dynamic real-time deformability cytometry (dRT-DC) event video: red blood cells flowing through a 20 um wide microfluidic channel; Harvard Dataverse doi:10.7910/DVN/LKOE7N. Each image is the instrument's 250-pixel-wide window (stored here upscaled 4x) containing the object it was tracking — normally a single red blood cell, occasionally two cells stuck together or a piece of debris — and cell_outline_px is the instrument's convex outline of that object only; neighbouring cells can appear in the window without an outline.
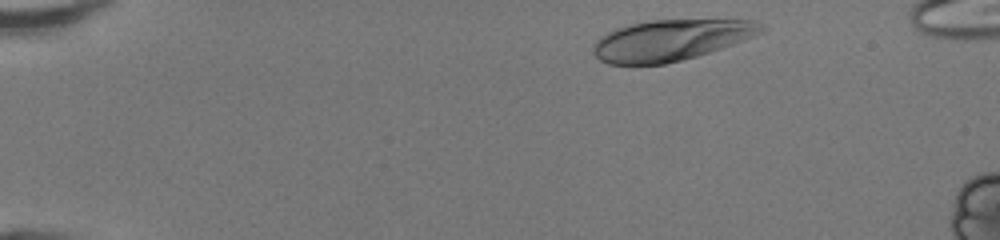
{"species": "human", "species_latin": "Homo sapiens", "temperature_condition": "room temperature", "stored_images_in_passage": 42, "camera_frame_rate_fps": 3000, "um_per_image_px": 0.085, "donor": {"sex": "female"}, "frame": {"image": 1, "passage_image": 2, "time_ms": 0.333, "image_size_px": [1000, 240], "cell_outline_px": [[768, 28], [764, 32], [732, 44], [696, 56], [664, 64], [608, 64], [600, 60], [592, 52], [592, 44], [600, 36], [616, 28], [648, 20], [752, 20], [764, 24]], "centroid_in_image_um": [57.01, 3.4], "position_along_channel_um": 28.0, "area_um2": 40.0}}
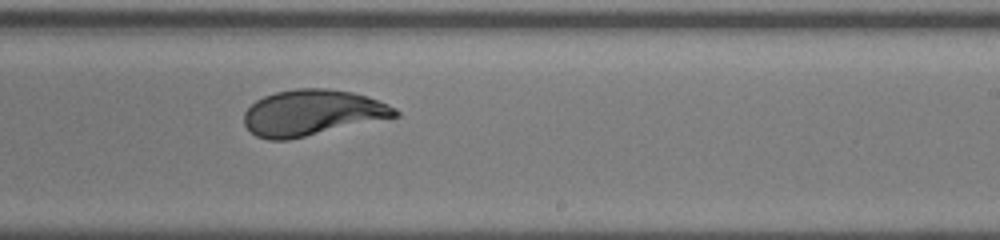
{"frame": {"image": 2, "passage_image": 25, "time_ms": 8.0, "image_size_px": [1000, 240], "cell_outline_px": [[400, 116], [288, 140], [268, 140], [256, 136], [244, 124], [244, 112], [256, 100], [264, 96], [276, 92], [296, 88], [328, 88], [352, 92], [368, 96], [388, 104], [396, 108], [400, 112]], "centroid_in_image_um": [26.56, 9.58], "position_along_channel_um": 262.4, "area_um2": 40.46}}
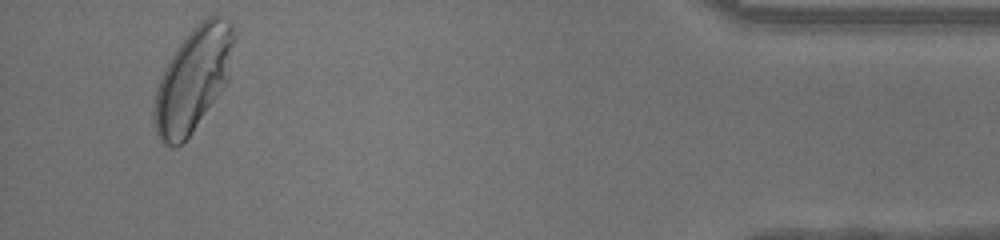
{"frame": {"image": 3, "passage_image": 40, "time_ms": 13.0, "image_size_px": [1000, 240], "cell_outline_px": [[236, 36], [228, 84], [188, 136], [176, 148], [172, 148], [164, 144], [160, 140], [156, 132], [152, 112], [152, 108], [156, 88], [176, 48], [196, 24], [200, 20], [208, 16], [220, 16], [232, 20]], "centroid_in_image_um": [16.46, 6.72], "position_along_channel_um": 418.7, "area_um2": 48.55}, "authors_computed_cell_mechanics": {"area_um2": 40.7779, "velocity_mm_per_s": 4.2859, "shape_relaxation_time_tau1_ms": 3.4059, "shape_relaxation_time_tau2_ms": null, "deformation_change_tau1": 0.1988, "deformation_change_tau2": null}}